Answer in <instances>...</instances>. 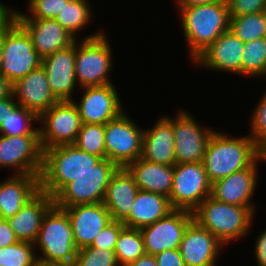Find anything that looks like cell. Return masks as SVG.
I'll return each mask as SVG.
<instances>
[{
	"label": "cell",
	"mask_w": 266,
	"mask_h": 266,
	"mask_svg": "<svg viewBox=\"0 0 266 266\" xmlns=\"http://www.w3.org/2000/svg\"><path fill=\"white\" fill-rule=\"evenodd\" d=\"M90 3L87 0H69L59 11L55 20L75 38L77 31H81L92 20Z\"/></svg>",
	"instance_id": "f1b7e54d"
},
{
	"label": "cell",
	"mask_w": 266,
	"mask_h": 266,
	"mask_svg": "<svg viewBox=\"0 0 266 266\" xmlns=\"http://www.w3.org/2000/svg\"><path fill=\"white\" fill-rule=\"evenodd\" d=\"M54 205L53 197L39 190L22 209L8 220L19 241L34 243L46 212Z\"/></svg>",
	"instance_id": "d4e9b609"
},
{
	"label": "cell",
	"mask_w": 266,
	"mask_h": 266,
	"mask_svg": "<svg viewBox=\"0 0 266 266\" xmlns=\"http://www.w3.org/2000/svg\"><path fill=\"white\" fill-rule=\"evenodd\" d=\"M138 191L132 174L126 167H118L110 178L102 202L112 220L123 222L129 216Z\"/></svg>",
	"instance_id": "cb8c5ba5"
},
{
	"label": "cell",
	"mask_w": 266,
	"mask_h": 266,
	"mask_svg": "<svg viewBox=\"0 0 266 266\" xmlns=\"http://www.w3.org/2000/svg\"><path fill=\"white\" fill-rule=\"evenodd\" d=\"M100 160L73 144L48 148L43 151L40 190L54 197L66 184L92 169Z\"/></svg>",
	"instance_id": "3957f363"
},
{
	"label": "cell",
	"mask_w": 266,
	"mask_h": 266,
	"mask_svg": "<svg viewBox=\"0 0 266 266\" xmlns=\"http://www.w3.org/2000/svg\"><path fill=\"white\" fill-rule=\"evenodd\" d=\"M15 20V10L7 7L0 2V35L13 23Z\"/></svg>",
	"instance_id": "ee69618b"
},
{
	"label": "cell",
	"mask_w": 266,
	"mask_h": 266,
	"mask_svg": "<svg viewBox=\"0 0 266 266\" xmlns=\"http://www.w3.org/2000/svg\"><path fill=\"white\" fill-rule=\"evenodd\" d=\"M139 190L163 195L167 198L173 185L174 165H164L138 158L126 166Z\"/></svg>",
	"instance_id": "4316f807"
},
{
	"label": "cell",
	"mask_w": 266,
	"mask_h": 266,
	"mask_svg": "<svg viewBox=\"0 0 266 266\" xmlns=\"http://www.w3.org/2000/svg\"><path fill=\"white\" fill-rule=\"evenodd\" d=\"M62 209L69 217L78 250L90 246L99 232L112 221L103 203L80 204Z\"/></svg>",
	"instance_id": "44dd1931"
},
{
	"label": "cell",
	"mask_w": 266,
	"mask_h": 266,
	"mask_svg": "<svg viewBox=\"0 0 266 266\" xmlns=\"http://www.w3.org/2000/svg\"><path fill=\"white\" fill-rule=\"evenodd\" d=\"M255 258L258 266H266V230L255 241Z\"/></svg>",
	"instance_id": "7bdbcfd3"
},
{
	"label": "cell",
	"mask_w": 266,
	"mask_h": 266,
	"mask_svg": "<svg viewBox=\"0 0 266 266\" xmlns=\"http://www.w3.org/2000/svg\"><path fill=\"white\" fill-rule=\"evenodd\" d=\"M261 155L249 135L233 138L214 131L206 146L203 165L212 184L250 167Z\"/></svg>",
	"instance_id": "6da1fadb"
},
{
	"label": "cell",
	"mask_w": 266,
	"mask_h": 266,
	"mask_svg": "<svg viewBox=\"0 0 266 266\" xmlns=\"http://www.w3.org/2000/svg\"><path fill=\"white\" fill-rule=\"evenodd\" d=\"M50 89L59 100H73V91L77 86L75 75V42L41 60Z\"/></svg>",
	"instance_id": "d6986e66"
},
{
	"label": "cell",
	"mask_w": 266,
	"mask_h": 266,
	"mask_svg": "<svg viewBox=\"0 0 266 266\" xmlns=\"http://www.w3.org/2000/svg\"><path fill=\"white\" fill-rule=\"evenodd\" d=\"M260 161L265 163L263 155L250 167L214 181L211 186V196L230 205L248 207L255 214L256 206L252 204L251 198L257 188V166Z\"/></svg>",
	"instance_id": "2e32d148"
},
{
	"label": "cell",
	"mask_w": 266,
	"mask_h": 266,
	"mask_svg": "<svg viewBox=\"0 0 266 266\" xmlns=\"http://www.w3.org/2000/svg\"><path fill=\"white\" fill-rule=\"evenodd\" d=\"M119 266H127L145 254L143 238L140 229L124 227L114 248Z\"/></svg>",
	"instance_id": "f546056e"
},
{
	"label": "cell",
	"mask_w": 266,
	"mask_h": 266,
	"mask_svg": "<svg viewBox=\"0 0 266 266\" xmlns=\"http://www.w3.org/2000/svg\"><path fill=\"white\" fill-rule=\"evenodd\" d=\"M12 94V83L0 73V100Z\"/></svg>",
	"instance_id": "7dc6e473"
},
{
	"label": "cell",
	"mask_w": 266,
	"mask_h": 266,
	"mask_svg": "<svg viewBox=\"0 0 266 266\" xmlns=\"http://www.w3.org/2000/svg\"><path fill=\"white\" fill-rule=\"evenodd\" d=\"M73 145L84 152L106 159L105 125L82 124Z\"/></svg>",
	"instance_id": "836d02e7"
},
{
	"label": "cell",
	"mask_w": 266,
	"mask_h": 266,
	"mask_svg": "<svg viewBox=\"0 0 266 266\" xmlns=\"http://www.w3.org/2000/svg\"><path fill=\"white\" fill-rule=\"evenodd\" d=\"M221 0H177L178 7H190L204 4H211Z\"/></svg>",
	"instance_id": "c3c4849f"
},
{
	"label": "cell",
	"mask_w": 266,
	"mask_h": 266,
	"mask_svg": "<svg viewBox=\"0 0 266 266\" xmlns=\"http://www.w3.org/2000/svg\"><path fill=\"white\" fill-rule=\"evenodd\" d=\"M42 151L58 145L73 144L82 127L75 100L58 101L38 116Z\"/></svg>",
	"instance_id": "9c48e42d"
},
{
	"label": "cell",
	"mask_w": 266,
	"mask_h": 266,
	"mask_svg": "<svg viewBox=\"0 0 266 266\" xmlns=\"http://www.w3.org/2000/svg\"><path fill=\"white\" fill-rule=\"evenodd\" d=\"M18 240L8 220L0 219V248L15 244Z\"/></svg>",
	"instance_id": "b9f144b4"
},
{
	"label": "cell",
	"mask_w": 266,
	"mask_h": 266,
	"mask_svg": "<svg viewBox=\"0 0 266 266\" xmlns=\"http://www.w3.org/2000/svg\"><path fill=\"white\" fill-rule=\"evenodd\" d=\"M171 118L173 123L176 163L203 162L207 143L213 129L203 127L188 112L181 111Z\"/></svg>",
	"instance_id": "4fadbf2b"
},
{
	"label": "cell",
	"mask_w": 266,
	"mask_h": 266,
	"mask_svg": "<svg viewBox=\"0 0 266 266\" xmlns=\"http://www.w3.org/2000/svg\"><path fill=\"white\" fill-rule=\"evenodd\" d=\"M140 157L152 163L176 164L173 123L166 116L143 131Z\"/></svg>",
	"instance_id": "603a6c76"
},
{
	"label": "cell",
	"mask_w": 266,
	"mask_h": 266,
	"mask_svg": "<svg viewBox=\"0 0 266 266\" xmlns=\"http://www.w3.org/2000/svg\"><path fill=\"white\" fill-rule=\"evenodd\" d=\"M34 243L17 241L0 248V266H34L37 262Z\"/></svg>",
	"instance_id": "e575fe53"
},
{
	"label": "cell",
	"mask_w": 266,
	"mask_h": 266,
	"mask_svg": "<svg viewBox=\"0 0 266 266\" xmlns=\"http://www.w3.org/2000/svg\"><path fill=\"white\" fill-rule=\"evenodd\" d=\"M124 227L125 225L121 221L112 220L99 232L90 247L114 250Z\"/></svg>",
	"instance_id": "f35d334b"
},
{
	"label": "cell",
	"mask_w": 266,
	"mask_h": 266,
	"mask_svg": "<svg viewBox=\"0 0 266 266\" xmlns=\"http://www.w3.org/2000/svg\"><path fill=\"white\" fill-rule=\"evenodd\" d=\"M12 95L20 106L38 116L59 101L50 89L42 66L15 81L12 84Z\"/></svg>",
	"instance_id": "7402d4cb"
},
{
	"label": "cell",
	"mask_w": 266,
	"mask_h": 266,
	"mask_svg": "<svg viewBox=\"0 0 266 266\" xmlns=\"http://www.w3.org/2000/svg\"><path fill=\"white\" fill-rule=\"evenodd\" d=\"M252 112L250 138L255 146L263 152L266 149V93Z\"/></svg>",
	"instance_id": "74e56055"
},
{
	"label": "cell",
	"mask_w": 266,
	"mask_h": 266,
	"mask_svg": "<svg viewBox=\"0 0 266 266\" xmlns=\"http://www.w3.org/2000/svg\"><path fill=\"white\" fill-rule=\"evenodd\" d=\"M27 32L14 20L3 32V55L0 73L12 84L41 66Z\"/></svg>",
	"instance_id": "ba28073f"
},
{
	"label": "cell",
	"mask_w": 266,
	"mask_h": 266,
	"mask_svg": "<svg viewBox=\"0 0 266 266\" xmlns=\"http://www.w3.org/2000/svg\"><path fill=\"white\" fill-rule=\"evenodd\" d=\"M118 166L108 159H101L87 172L66 184L54 197L59 208L80 204L102 203L106 188Z\"/></svg>",
	"instance_id": "52a82bcc"
},
{
	"label": "cell",
	"mask_w": 266,
	"mask_h": 266,
	"mask_svg": "<svg viewBox=\"0 0 266 266\" xmlns=\"http://www.w3.org/2000/svg\"><path fill=\"white\" fill-rule=\"evenodd\" d=\"M229 30L244 43L266 37V11L230 17Z\"/></svg>",
	"instance_id": "4dcf8cb0"
},
{
	"label": "cell",
	"mask_w": 266,
	"mask_h": 266,
	"mask_svg": "<svg viewBox=\"0 0 266 266\" xmlns=\"http://www.w3.org/2000/svg\"><path fill=\"white\" fill-rule=\"evenodd\" d=\"M34 266H65V265L52 264V263H43V262L37 261Z\"/></svg>",
	"instance_id": "681fc988"
},
{
	"label": "cell",
	"mask_w": 266,
	"mask_h": 266,
	"mask_svg": "<svg viewBox=\"0 0 266 266\" xmlns=\"http://www.w3.org/2000/svg\"><path fill=\"white\" fill-rule=\"evenodd\" d=\"M230 17L266 11V0H226Z\"/></svg>",
	"instance_id": "ab89813d"
},
{
	"label": "cell",
	"mask_w": 266,
	"mask_h": 266,
	"mask_svg": "<svg viewBox=\"0 0 266 266\" xmlns=\"http://www.w3.org/2000/svg\"><path fill=\"white\" fill-rule=\"evenodd\" d=\"M266 68V37L244 43L241 75L250 78L263 75Z\"/></svg>",
	"instance_id": "d6a6232c"
},
{
	"label": "cell",
	"mask_w": 266,
	"mask_h": 266,
	"mask_svg": "<svg viewBox=\"0 0 266 266\" xmlns=\"http://www.w3.org/2000/svg\"><path fill=\"white\" fill-rule=\"evenodd\" d=\"M194 220L224 245L247 235L254 213L248 207L230 205L207 197L193 212Z\"/></svg>",
	"instance_id": "277c9868"
},
{
	"label": "cell",
	"mask_w": 266,
	"mask_h": 266,
	"mask_svg": "<svg viewBox=\"0 0 266 266\" xmlns=\"http://www.w3.org/2000/svg\"><path fill=\"white\" fill-rule=\"evenodd\" d=\"M41 58L72 45L77 39L55 19L15 18Z\"/></svg>",
	"instance_id": "ffe728a7"
},
{
	"label": "cell",
	"mask_w": 266,
	"mask_h": 266,
	"mask_svg": "<svg viewBox=\"0 0 266 266\" xmlns=\"http://www.w3.org/2000/svg\"><path fill=\"white\" fill-rule=\"evenodd\" d=\"M221 246L225 245L193 220L184 232L179 252L186 266H216Z\"/></svg>",
	"instance_id": "ac0fdd59"
},
{
	"label": "cell",
	"mask_w": 266,
	"mask_h": 266,
	"mask_svg": "<svg viewBox=\"0 0 266 266\" xmlns=\"http://www.w3.org/2000/svg\"><path fill=\"white\" fill-rule=\"evenodd\" d=\"M33 121H38V115L18 104L3 121L0 134L5 136L39 135V128L31 126Z\"/></svg>",
	"instance_id": "1f68e13d"
},
{
	"label": "cell",
	"mask_w": 266,
	"mask_h": 266,
	"mask_svg": "<svg viewBox=\"0 0 266 266\" xmlns=\"http://www.w3.org/2000/svg\"><path fill=\"white\" fill-rule=\"evenodd\" d=\"M34 247L42 253L36 256L37 261L73 266L78 248L64 209L53 205L46 212Z\"/></svg>",
	"instance_id": "5b68a950"
},
{
	"label": "cell",
	"mask_w": 266,
	"mask_h": 266,
	"mask_svg": "<svg viewBox=\"0 0 266 266\" xmlns=\"http://www.w3.org/2000/svg\"><path fill=\"white\" fill-rule=\"evenodd\" d=\"M82 41H75V75L79 88L112 83L108 75L112 65V49L107 35L100 30Z\"/></svg>",
	"instance_id": "8992f818"
},
{
	"label": "cell",
	"mask_w": 266,
	"mask_h": 266,
	"mask_svg": "<svg viewBox=\"0 0 266 266\" xmlns=\"http://www.w3.org/2000/svg\"><path fill=\"white\" fill-rule=\"evenodd\" d=\"M0 167L14 169V175H41L43 151L39 135L0 134Z\"/></svg>",
	"instance_id": "7c38bea8"
},
{
	"label": "cell",
	"mask_w": 266,
	"mask_h": 266,
	"mask_svg": "<svg viewBox=\"0 0 266 266\" xmlns=\"http://www.w3.org/2000/svg\"><path fill=\"white\" fill-rule=\"evenodd\" d=\"M262 155H263L264 161L266 162V149L262 152Z\"/></svg>",
	"instance_id": "816d5d0a"
},
{
	"label": "cell",
	"mask_w": 266,
	"mask_h": 266,
	"mask_svg": "<svg viewBox=\"0 0 266 266\" xmlns=\"http://www.w3.org/2000/svg\"><path fill=\"white\" fill-rule=\"evenodd\" d=\"M17 105L18 103L15 101L12 94L9 97L0 100V126L8 117L9 112H11Z\"/></svg>",
	"instance_id": "f6af8a7d"
},
{
	"label": "cell",
	"mask_w": 266,
	"mask_h": 266,
	"mask_svg": "<svg viewBox=\"0 0 266 266\" xmlns=\"http://www.w3.org/2000/svg\"><path fill=\"white\" fill-rule=\"evenodd\" d=\"M158 266H186L179 249L164 250L155 255Z\"/></svg>",
	"instance_id": "60d3db41"
},
{
	"label": "cell",
	"mask_w": 266,
	"mask_h": 266,
	"mask_svg": "<svg viewBox=\"0 0 266 266\" xmlns=\"http://www.w3.org/2000/svg\"><path fill=\"white\" fill-rule=\"evenodd\" d=\"M127 266H158L155 256L151 254H144L137 260L131 262Z\"/></svg>",
	"instance_id": "bcb514c9"
},
{
	"label": "cell",
	"mask_w": 266,
	"mask_h": 266,
	"mask_svg": "<svg viewBox=\"0 0 266 266\" xmlns=\"http://www.w3.org/2000/svg\"><path fill=\"white\" fill-rule=\"evenodd\" d=\"M172 210L169 198L157 193L139 190L129 216L122 223L126 227L141 229L152 225Z\"/></svg>",
	"instance_id": "83f0119b"
},
{
	"label": "cell",
	"mask_w": 266,
	"mask_h": 266,
	"mask_svg": "<svg viewBox=\"0 0 266 266\" xmlns=\"http://www.w3.org/2000/svg\"><path fill=\"white\" fill-rule=\"evenodd\" d=\"M40 175H13L0 182V219L9 220L40 190Z\"/></svg>",
	"instance_id": "484cf974"
},
{
	"label": "cell",
	"mask_w": 266,
	"mask_h": 266,
	"mask_svg": "<svg viewBox=\"0 0 266 266\" xmlns=\"http://www.w3.org/2000/svg\"><path fill=\"white\" fill-rule=\"evenodd\" d=\"M127 115L123 112L105 124L106 159L118 167H126L141 156L144 130Z\"/></svg>",
	"instance_id": "8fae6325"
},
{
	"label": "cell",
	"mask_w": 266,
	"mask_h": 266,
	"mask_svg": "<svg viewBox=\"0 0 266 266\" xmlns=\"http://www.w3.org/2000/svg\"><path fill=\"white\" fill-rule=\"evenodd\" d=\"M3 55V33L0 35V65Z\"/></svg>",
	"instance_id": "f907efd6"
},
{
	"label": "cell",
	"mask_w": 266,
	"mask_h": 266,
	"mask_svg": "<svg viewBox=\"0 0 266 266\" xmlns=\"http://www.w3.org/2000/svg\"><path fill=\"white\" fill-rule=\"evenodd\" d=\"M262 76H263V77H266V68H265L264 73H263Z\"/></svg>",
	"instance_id": "f5cc1de1"
},
{
	"label": "cell",
	"mask_w": 266,
	"mask_h": 266,
	"mask_svg": "<svg viewBox=\"0 0 266 266\" xmlns=\"http://www.w3.org/2000/svg\"><path fill=\"white\" fill-rule=\"evenodd\" d=\"M80 102H75L83 124L105 125L124 111L114 84L82 87Z\"/></svg>",
	"instance_id": "9a60e30c"
},
{
	"label": "cell",
	"mask_w": 266,
	"mask_h": 266,
	"mask_svg": "<svg viewBox=\"0 0 266 266\" xmlns=\"http://www.w3.org/2000/svg\"><path fill=\"white\" fill-rule=\"evenodd\" d=\"M73 266H119L114 250L85 247L79 249Z\"/></svg>",
	"instance_id": "d590c367"
},
{
	"label": "cell",
	"mask_w": 266,
	"mask_h": 266,
	"mask_svg": "<svg viewBox=\"0 0 266 266\" xmlns=\"http://www.w3.org/2000/svg\"><path fill=\"white\" fill-rule=\"evenodd\" d=\"M203 162L176 163L169 202L173 209L194 212L211 195Z\"/></svg>",
	"instance_id": "30bf717a"
},
{
	"label": "cell",
	"mask_w": 266,
	"mask_h": 266,
	"mask_svg": "<svg viewBox=\"0 0 266 266\" xmlns=\"http://www.w3.org/2000/svg\"><path fill=\"white\" fill-rule=\"evenodd\" d=\"M180 22L188 43L190 59L194 60L230 26V13L226 0L211 4L179 7Z\"/></svg>",
	"instance_id": "7a4b0ae2"
},
{
	"label": "cell",
	"mask_w": 266,
	"mask_h": 266,
	"mask_svg": "<svg viewBox=\"0 0 266 266\" xmlns=\"http://www.w3.org/2000/svg\"><path fill=\"white\" fill-rule=\"evenodd\" d=\"M244 42L230 30L222 33L212 44L202 51L192 62L202 68L227 71L241 75Z\"/></svg>",
	"instance_id": "e0dca14e"
},
{
	"label": "cell",
	"mask_w": 266,
	"mask_h": 266,
	"mask_svg": "<svg viewBox=\"0 0 266 266\" xmlns=\"http://www.w3.org/2000/svg\"><path fill=\"white\" fill-rule=\"evenodd\" d=\"M194 220L192 212L173 209L152 225L140 229L146 254H156L169 249H179L184 232Z\"/></svg>",
	"instance_id": "5bb4252c"
},
{
	"label": "cell",
	"mask_w": 266,
	"mask_h": 266,
	"mask_svg": "<svg viewBox=\"0 0 266 266\" xmlns=\"http://www.w3.org/2000/svg\"><path fill=\"white\" fill-rule=\"evenodd\" d=\"M69 0H28L29 11L27 15L20 11H15V18H40L55 19L60 10Z\"/></svg>",
	"instance_id": "8d00e7d4"
}]
</instances>
